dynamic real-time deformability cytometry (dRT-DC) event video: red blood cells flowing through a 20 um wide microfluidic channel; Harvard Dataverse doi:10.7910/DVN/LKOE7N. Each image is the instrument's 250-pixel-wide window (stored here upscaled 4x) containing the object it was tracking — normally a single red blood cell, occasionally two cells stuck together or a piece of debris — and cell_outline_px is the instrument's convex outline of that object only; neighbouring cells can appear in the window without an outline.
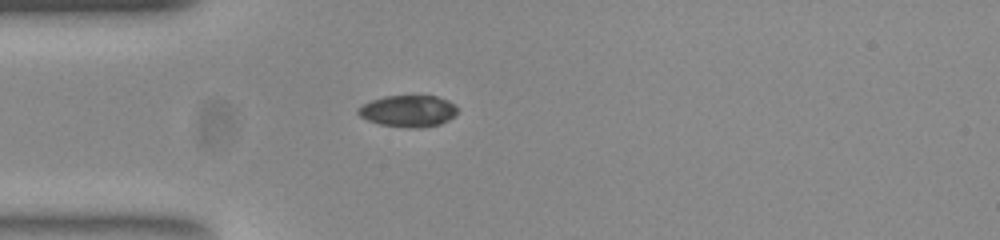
{"species": "common noctule bat (a hibernating species)", "species_latin": "Nyctalus noctula", "temperature_condition": "room temperature", "stored_images_in_passage": 39, "camera_frame_rate_fps": 3000, "um_per_image_px": 0.085, "animal": {"sex": "female", "body_mass_g": 23.0, "forearm_length_mm": 53.4}, "frame": {"image": 1, "passage_image": 1, "time_ms": 0.0, "image_size_px": [1000, 240], "cell_outline_px": [[456, 112], [448, 120], [440, 124], [420, 128], [408, 128], [380, 124], [368, 120], [360, 116], [356, 112], [356, 108], [372, 100], [384, 96], [436, 96], [448, 100], [456, 108]], "centroid_in_image_um": [34.66, 9.44], "position_along_channel_um": 50.3, "area_um2": 18.15}}
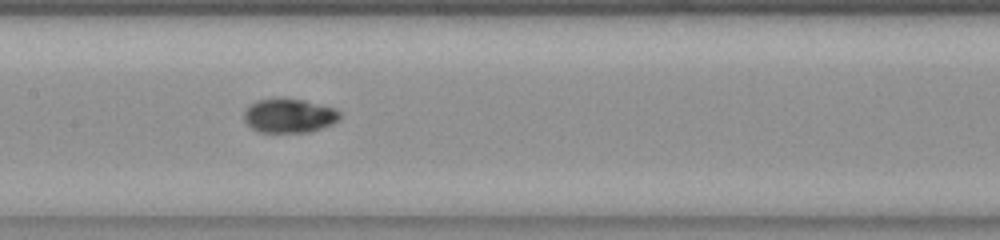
{"frame": {"image": 2, "passage_image": 12, "time_ms": 3.667, "image_size_px": [1000, 240], "cell_outline_px": [[340, 116], [332, 124], [308, 132], [260, 132], [252, 128], [244, 120], [244, 112], [248, 104], [256, 100], [304, 100], [336, 108], [340, 112]], "centroid_in_image_um": [24.56, 9.85], "position_along_channel_um": 182.8, "area_um2": 18.67}}
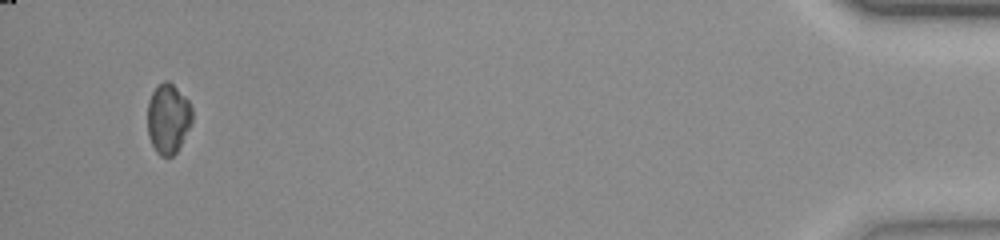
{"frame": {"image": 3, "passage_image": 37, "time_ms": 12.0, "image_size_px": [1000, 240], "cell_outline_px": [[192, 120], [176, 152], [172, 156], [160, 156], [156, 152], [148, 136], [148, 100], [152, 92], [164, 80], [168, 80], [188, 100], [192, 108]], "centroid_in_image_um": [14.27, 10.07], "position_along_channel_um": 420.9, "area_um2": 17.92}, "authors_computed_cell_mechanics": {"area_um2": 18.6694, "velocity_mm_per_s": 3.8607, "shape_relaxation_time_tau1_ms": 2.3972, "shape_relaxation_time_tau2_ms": 1.6011, "deformation_change_tau1": 0.1001, "deformation_change_tau2": 0.0429}}